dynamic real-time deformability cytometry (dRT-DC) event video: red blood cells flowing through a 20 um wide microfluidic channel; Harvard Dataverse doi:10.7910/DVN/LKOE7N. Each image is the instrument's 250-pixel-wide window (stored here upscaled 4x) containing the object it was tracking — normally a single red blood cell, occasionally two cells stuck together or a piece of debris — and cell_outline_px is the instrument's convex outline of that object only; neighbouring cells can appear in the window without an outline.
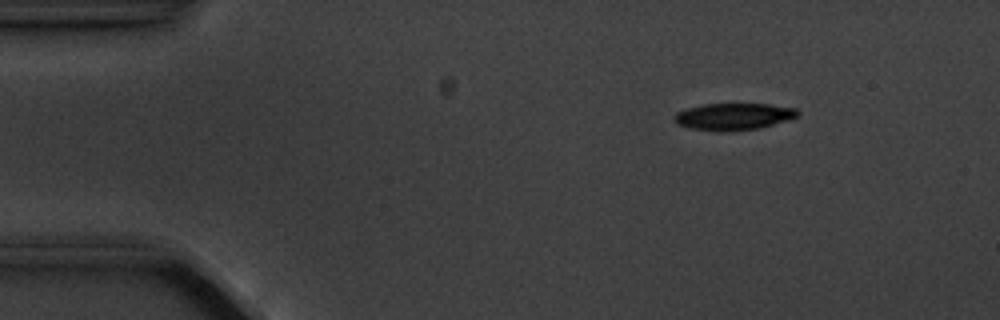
{"species": "common noctule bat (a hibernating species)", "species_latin": "Nyctalus noctula", "temperature_condition": "cold", "stored_images_in_passage": 5, "camera_frame_rate_fps": 3000, "um_per_image_px": 0.085, "animal": {"sex": "male", "body_mass_g": 20.1, "forearm_length_mm": 53.5}, "frame": {"image": 1, "passage_image": 2, "time_ms": 1.333, "image_size_px": [1000, 320], "cell_outline_px": [[800, 112], [796, 116], [788, 120], [760, 128], [732, 132], [720, 132], [692, 128], [676, 124], [672, 120], [672, 116], [676, 112], [688, 108], [704, 104], [768, 104], [796, 108]], "centroid_in_image_um": [62.32, 9.92], "position_along_channel_um": 22.7, "area_um2": 19.54}}